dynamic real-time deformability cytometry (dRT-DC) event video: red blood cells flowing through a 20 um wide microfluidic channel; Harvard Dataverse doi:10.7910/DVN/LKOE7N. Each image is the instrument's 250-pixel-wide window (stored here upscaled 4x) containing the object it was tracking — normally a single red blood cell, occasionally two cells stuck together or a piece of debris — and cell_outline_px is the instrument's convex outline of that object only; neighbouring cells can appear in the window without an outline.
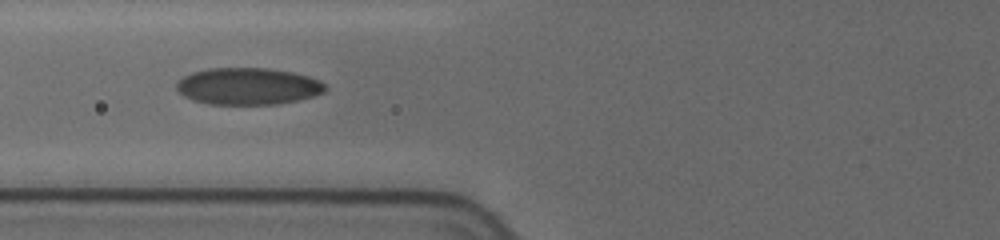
{"species": "human", "species_latin": "Homo sapiens", "temperature_condition": "cold", "stored_images_in_passage": 19, "camera_frame_rate_fps": 3000, "um_per_image_px": 0.085, "donor": {"sex": "female"}, "frame": {"image": 1, "passage_image": 7, "time_ms": 3.333, "image_size_px": [1000, 240], "cell_outline_px": [[328, 88], [324, 92], [312, 96], [296, 100], [276, 104], [208, 104], [192, 100], [184, 96], [176, 88], [176, 84], [184, 76], [192, 72], [208, 68], [268, 68], [292, 72], [308, 76], [320, 80]], "centroid_in_image_um": [21.07, 7.32], "position_along_channel_um": 104.7, "area_um2": 31.91}}
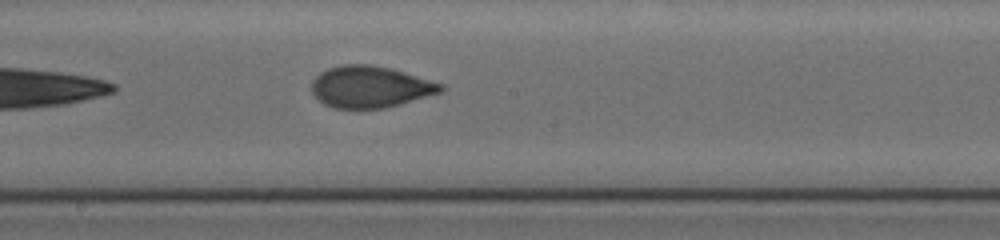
{"frame": {"image": 2, "passage_image": 12, "time_ms": 6.333, "image_size_px": [1000, 240], "cell_outline_px": [[448, 88], [440, 92], [400, 104], [384, 108], [336, 108], [324, 104], [312, 92], [312, 80], [320, 72], [328, 68], [344, 64], [372, 64], [404, 72], [444, 84]], "centroid_in_image_um": [31.48, 7.37], "position_along_channel_um": 216.7, "area_um2": 31.15}}
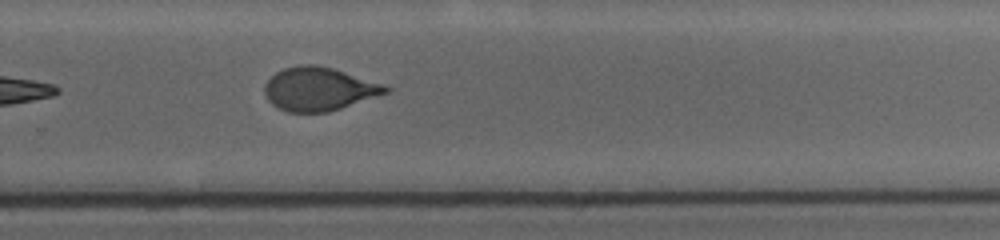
{"frame": {"image": 3, "passage_image": 16, "time_ms": 8.667, "image_size_px": [1000, 240], "cell_outline_px": [[392, 88], [388, 92], [328, 112], [288, 112], [272, 104], [268, 100], [264, 92], [264, 84], [276, 72], [284, 68], [300, 64], [316, 64], [332, 68], [384, 84]], "centroid_in_image_um": [27.09, 7.55], "position_along_channel_um": 302.7, "area_um2": 30.4}}